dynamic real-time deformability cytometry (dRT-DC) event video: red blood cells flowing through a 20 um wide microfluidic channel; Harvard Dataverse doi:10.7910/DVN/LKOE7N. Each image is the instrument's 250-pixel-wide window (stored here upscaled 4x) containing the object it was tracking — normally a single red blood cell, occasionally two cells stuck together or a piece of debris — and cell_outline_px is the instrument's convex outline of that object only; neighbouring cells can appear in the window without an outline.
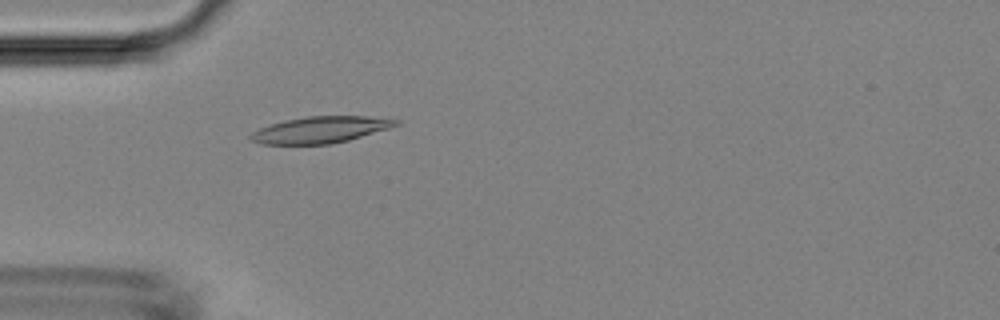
{"species": "Egyptian fruit bat (a non-hibernating species)", "species_latin": "Rousettus aegyptiacus", "temperature_condition": "room temperature", "stored_images_in_passage": 4, "camera_frame_rate_fps": 3000, "um_per_image_px": 0.085, "animal": {"sex": "female"}, "frame": {"image": 1, "passage_image": 4, "time_ms": 3.333, "image_size_px": [1000, 320], "cell_outline_px": [[400, 124], [388, 128], [348, 140], [332, 144], [260, 144], [248, 140], [248, 136], [252, 132], [260, 128], [284, 120], [308, 116], [368, 116], [400, 120]], "centroid_in_image_um": [27.2, 11.03], "position_along_channel_um": 57.8, "area_um2": 22.37}}